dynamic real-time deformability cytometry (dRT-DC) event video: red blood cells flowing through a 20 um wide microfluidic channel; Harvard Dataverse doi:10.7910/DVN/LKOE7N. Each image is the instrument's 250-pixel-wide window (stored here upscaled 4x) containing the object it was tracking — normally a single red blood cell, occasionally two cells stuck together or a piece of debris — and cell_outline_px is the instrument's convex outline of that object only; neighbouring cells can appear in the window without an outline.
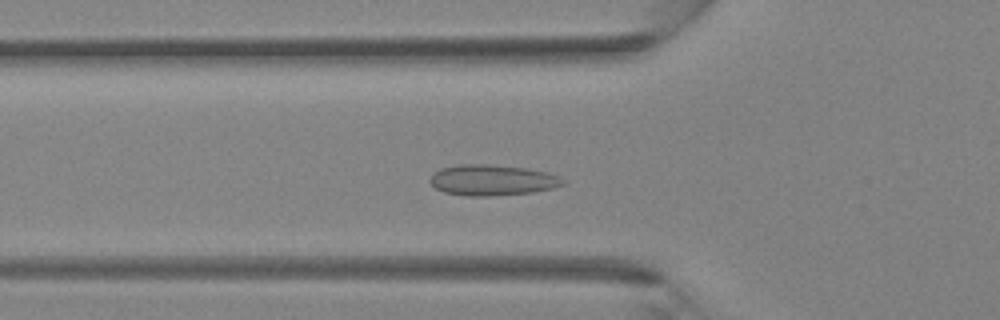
{"species": "Egyptian fruit bat (a non-hibernating species)", "species_latin": "Rousettus aegyptiacus", "temperature_condition": "room temperature", "stored_images_in_passage": 40, "camera_frame_rate_fps": 3000, "um_per_image_px": 0.085, "animal": {"sex": "female"}, "frame": {"image": 1, "passage_image": 13, "time_ms": 4.0, "image_size_px": [1000, 320], "cell_outline_px": [[564, 184], [552, 188], [532, 192], [488, 196], [468, 196], [444, 192], [436, 188], [428, 180], [440, 168], [460, 164], [484, 164], [524, 168], [548, 172], [564, 180]], "centroid_in_image_um": [41.81, 15.31], "position_along_channel_um": 84.0, "area_um2": 23.52}}
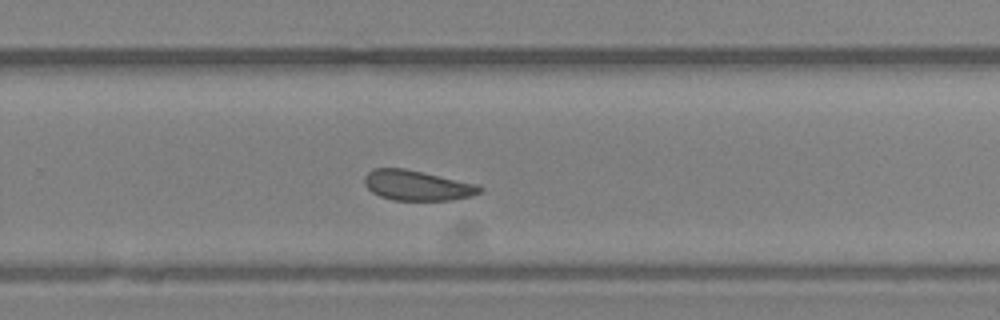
{"frame": {"image": 2, "passage_image": 26, "time_ms": 8.333, "image_size_px": [1000, 320], "cell_outline_px": [[484, 188], [480, 192], [472, 196], [452, 200], [392, 200], [380, 196], [372, 192], [364, 184], [364, 176], [372, 168], [404, 168], [480, 184]], "centroid_in_image_um": [35.48, 15.76], "position_along_channel_um": 294.3, "area_um2": 20.46}}
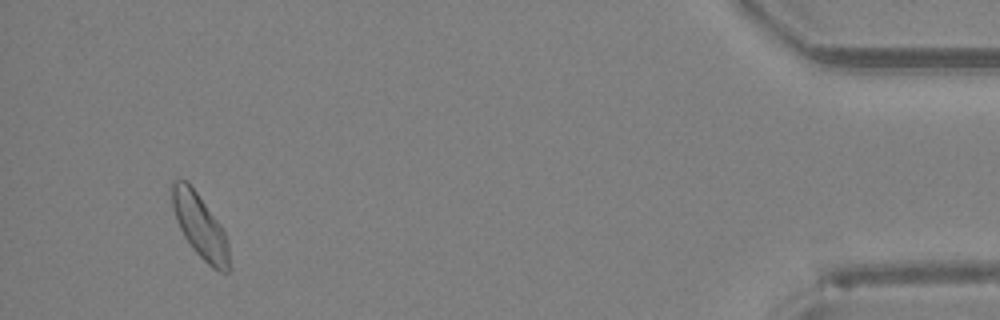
{"frame": {"image": 3, "passage_image": 38, "time_ms": 12.333, "image_size_px": [1000, 320], "cell_outline_px": [[232, 268], [228, 272], [220, 272], [212, 268], [192, 248], [184, 236], [176, 220], [172, 204], [168, 184], [172, 180], [188, 180], [224, 228], [228, 240]], "centroid_in_image_um": [17.02, 19.2], "position_along_channel_um": 418.2, "area_um2": 22.08}}